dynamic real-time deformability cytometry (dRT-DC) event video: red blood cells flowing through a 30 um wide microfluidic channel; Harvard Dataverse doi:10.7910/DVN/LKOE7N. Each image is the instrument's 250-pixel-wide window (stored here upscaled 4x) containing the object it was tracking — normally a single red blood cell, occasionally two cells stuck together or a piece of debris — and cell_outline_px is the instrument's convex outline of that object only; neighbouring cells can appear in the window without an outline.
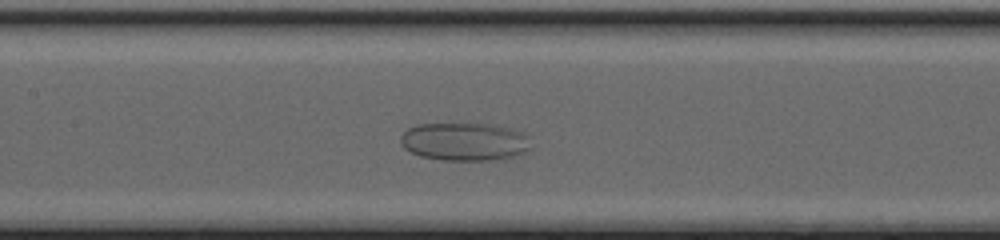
{"species": "common noctule bat (a hibernating species)", "species_latin": "Nyctalus noctula", "temperature_condition": "cold", "stored_images_in_passage": 41, "camera_frame_rate_fps": 3000, "um_per_image_px": 0.085, "animal": {"sex": "female", "body_mass_g": 20.0, "forearm_length_mm": 54.0}, "frame": {"image": 1, "passage_image": 16, "time_ms": 5.0, "image_size_px": [1000, 240], "cell_outline_px": [[528, 148], [524, 152], [512, 156], [488, 160], [444, 160], [420, 156], [404, 148], [400, 144], [400, 136], [408, 128], [420, 124], [492, 124], [512, 128], [524, 132], [528, 136]], "centroid_in_image_um": [39.46, 12.03], "position_along_channel_um": 167.9, "area_um2": 28.73}}
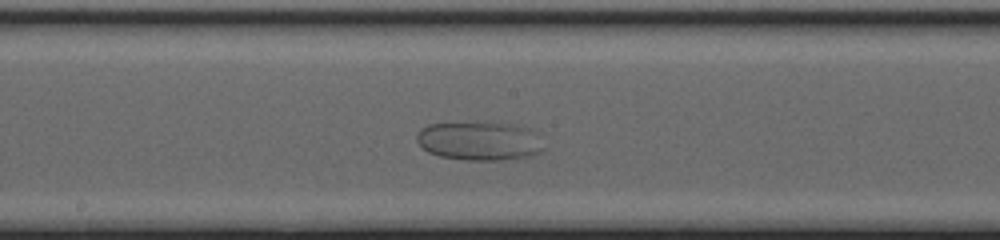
{"frame": {"image": 2, "passage_image": 19, "time_ms": 6.0, "image_size_px": [1000, 240], "cell_outline_px": [[544, 148], [540, 152], [528, 156], [500, 160], [464, 160], [440, 156], [428, 152], [416, 140], [416, 136], [420, 128], [428, 124], [484, 120], [516, 124], [532, 128], [540, 132]], "centroid_in_image_um": [40.8, 11.93], "position_along_channel_um": 207.4, "area_um2": 29.88}}
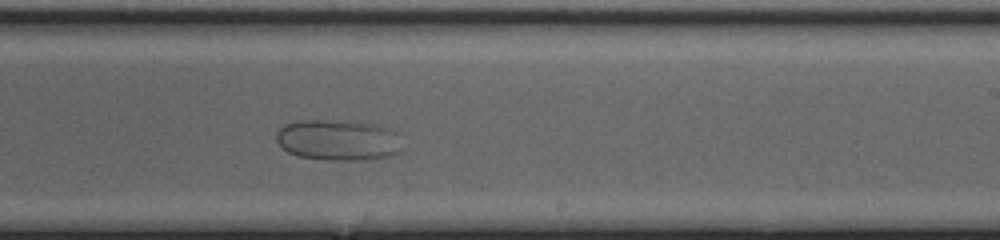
{"frame": {"image": 3, "passage_image": 23, "time_ms": 7.333, "image_size_px": [1000, 240], "cell_outline_px": [[400, 152], [388, 156], [364, 160], [328, 160], [300, 156], [288, 152], [276, 140], [276, 132], [284, 124], [300, 120], [344, 120], [376, 124], [392, 128], [400, 132]], "centroid_in_image_um": [28.78, 11.88], "position_along_channel_um": 260.2, "area_um2": 30.4}}